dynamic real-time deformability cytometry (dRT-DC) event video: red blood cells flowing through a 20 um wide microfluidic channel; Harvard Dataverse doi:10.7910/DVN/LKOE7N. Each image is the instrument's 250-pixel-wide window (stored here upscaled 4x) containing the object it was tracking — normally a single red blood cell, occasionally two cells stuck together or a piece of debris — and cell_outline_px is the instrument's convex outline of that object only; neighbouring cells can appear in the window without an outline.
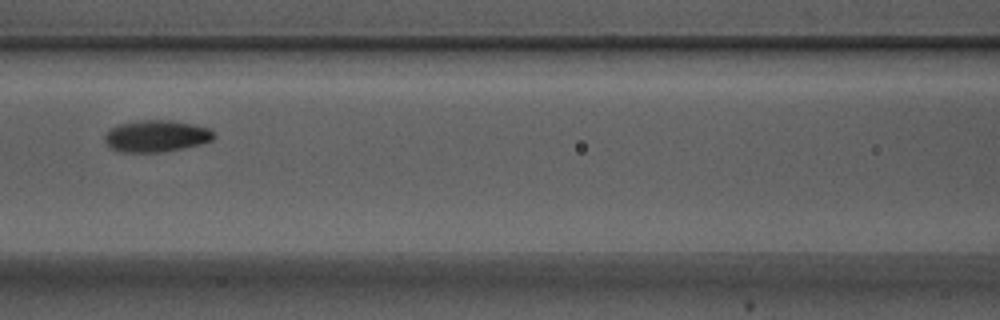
{"species": "Egyptian fruit bat (a non-hibernating species)", "species_latin": "Rousettus aegyptiacus", "temperature_condition": "warm", "stored_images_in_passage": 8, "camera_frame_rate_fps": 3000, "um_per_image_px": 0.085, "animal": {"sex": "male"}, "frame": {"image": 1, "passage_image": 7, "time_ms": 2.0, "image_size_px": [1000, 320], "cell_outline_px": [[216, 136], [212, 140], [200, 144], [184, 148], [160, 152], [120, 152], [112, 148], [104, 140], [104, 136], [112, 128], [120, 124], [144, 120], [172, 120], [196, 124], [212, 128]], "centroid_in_image_um": [13.36, 11.56], "position_along_channel_um": 153.2, "area_um2": 20.23}}
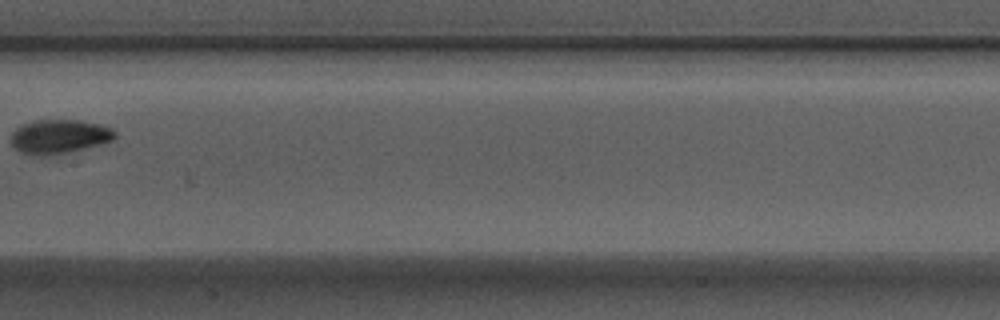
{"frame": {"image": 2, "passage_image": 8, "time_ms": 2.333, "image_size_px": [1000, 320], "cell_outline_px": [[116, 136], [112, 140], [100, 144], [68, 152], [32, 156], [20, 152], [12, 144], [12, 132], [16, 128], [32, 120], [80, 120], [100, 124], [112, 128], [116, 132]], "centroid_in_image_um": [5.04, 11.59], "position_along_channel_um": 202.4, "area_um2": 20.46}}